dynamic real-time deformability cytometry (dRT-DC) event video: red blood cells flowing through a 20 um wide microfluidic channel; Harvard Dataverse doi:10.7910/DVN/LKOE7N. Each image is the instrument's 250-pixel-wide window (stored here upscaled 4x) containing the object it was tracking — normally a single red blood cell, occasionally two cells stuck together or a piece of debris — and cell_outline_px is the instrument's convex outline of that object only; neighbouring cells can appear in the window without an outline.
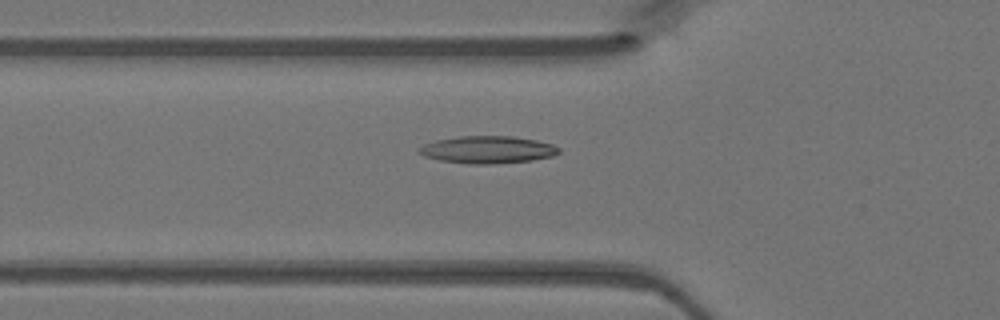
{"species": "Egyptian fruit bat (a non-hibernating species)", "species_latin": "Rousettus aegyptiacus", "temperature_condition": "warm", "stored_images_in_passage": 47, "camera_frame_rate_fps": 3000, "um_per_image_px": 0.085, "animal": {"sex": "female"}, "frame": {"image": 1, "passage_image": 16, "time_ms": 5.0, "image_size_px": [1000, 320], "cell_outline_px": [[560, 152], [552, 156], [532, 160], [488, 164], [468, 164], [440, 160], [424, 156], [416, 152], [424, 144], [436, 140], [460, 136], [512, 136], [536, 140], [552, 144], [560, 148]], "centroid_in_image_um": [41.44, 12.72], "position_along_channel_um": 84.4, "area_um2": 22.2}}
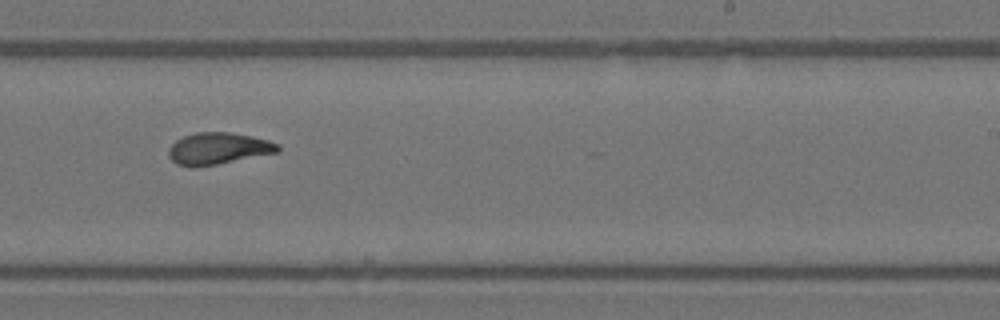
{"frame": {"image": 2, "passage_image": 29, "time_ms": 9.333, "image_size_px": [1000, 320], "cell_outline_px": [[280, 152], [196, 168], [192, 168], [176, 164], [168, 156], [168, 148], [176, 140], [184, 136], [196, 132], [228, 132], [252, 136], [268, 140], [280, 144]], "centroid_in_image_um": [18.54, 12.63], "position_along_channel_um": 270.5, "area_um2": 20.46}}
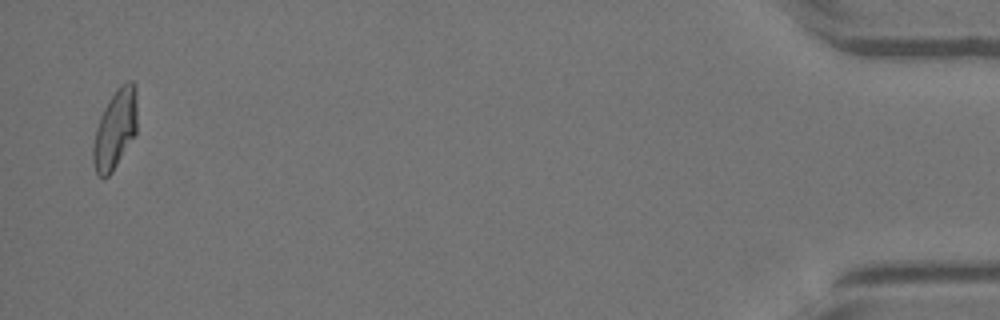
{"frame": {"image": 3, "passage_image": 46, "time_ms": 15.0, "image_size_px": [1000, 320], "cell_outline_px": [[136, 132], [112, 172], [108, 176], [96, 176], [92, 160], [92, 148], [96, 128], [100, 116], [104, 108], [116, 88], [120, 84], [128, 80], [132, 80], [136, 88]], "centroid_in_image_um": [9.76, 10.97], "position_along_channel_um": 425.4, "area_um2": 20.29}}